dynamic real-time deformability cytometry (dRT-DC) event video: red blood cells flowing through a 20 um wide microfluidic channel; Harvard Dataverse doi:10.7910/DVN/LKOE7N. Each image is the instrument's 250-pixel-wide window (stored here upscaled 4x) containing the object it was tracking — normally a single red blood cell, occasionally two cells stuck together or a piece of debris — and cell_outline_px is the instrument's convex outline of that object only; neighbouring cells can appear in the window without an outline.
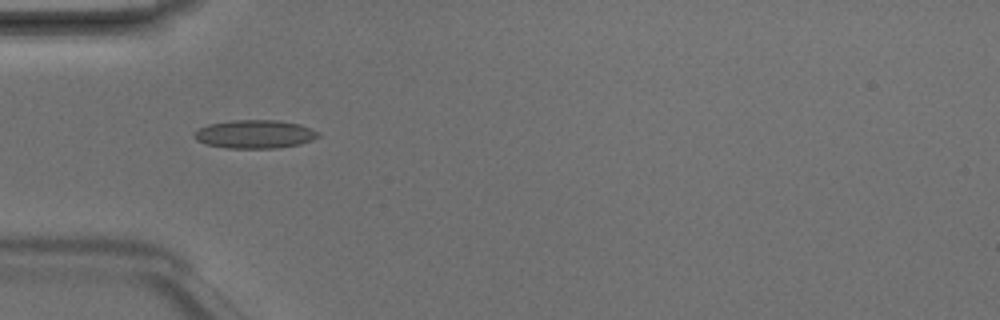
{"species": "Egyptian fruit bat (a non-hibernating species)", "species_latin": "Rousettus aegyptiacus", "temperature_condition": "room temperature", "stored_images_in_passage": 7, "camera_frame_rate_fps": 3000, "um_per_image_px": 0.085, "animal": {"sex": "male"}, "frame": {"image": 1, "passage_image": 5, "time_ms": 1.333, "image_size_px": [1000, 320], "cell_outline_px": [[320, 136], [312, 140], [300, 144], [276, 148], [228, 148], [208, 144], [196, 140], [192, 136], [200, 128], [208, 124], [232, 120], [276, 120], [300, 124], [320, 132]], "centroid_in_image_um": [21.68, 11.4], "position_along_channel_um": 63.3, "area_um2": 20.46}}